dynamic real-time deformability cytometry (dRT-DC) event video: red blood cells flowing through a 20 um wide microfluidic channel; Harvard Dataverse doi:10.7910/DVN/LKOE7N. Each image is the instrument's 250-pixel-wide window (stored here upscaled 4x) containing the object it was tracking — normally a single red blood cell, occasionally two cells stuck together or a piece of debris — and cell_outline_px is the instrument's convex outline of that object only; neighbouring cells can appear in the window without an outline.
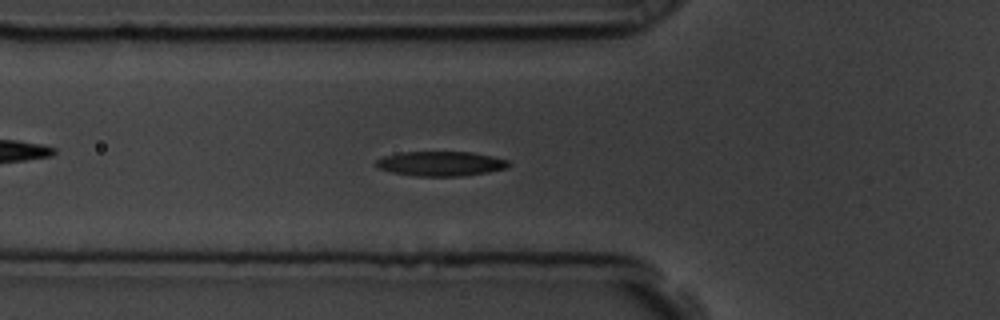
{"species": "common noctule bat (a hibernating species)", "species_latin": "Nyctalus noctula", "temperature_condition": "room temperature", "stored_images_in_passage": 58, "camera_frame_rate_fps": 3000, "um_per_image_px": 0.085, "animal": {"sex": "male", "body_mass_g": 19.5, "forearm_length_mm": 54.6}, "frame": {"image": 1, "passage_image": 20, "time_ms": 6.333, "image_size_px": [1000, 320], "cell_outline_px": [[512, 164], [504, 168], [488, 172], [464, 176], [416, 176], [392, 172], [380, 168], [376, 164], [376, 160], [384, 156], [400, 152], [472, 152], [492, 156], [508, 160]], "centroid_in_image_um": [37.48, 13.91], "position_along_channel_um": 88.3, "area_um2": 18.96}}
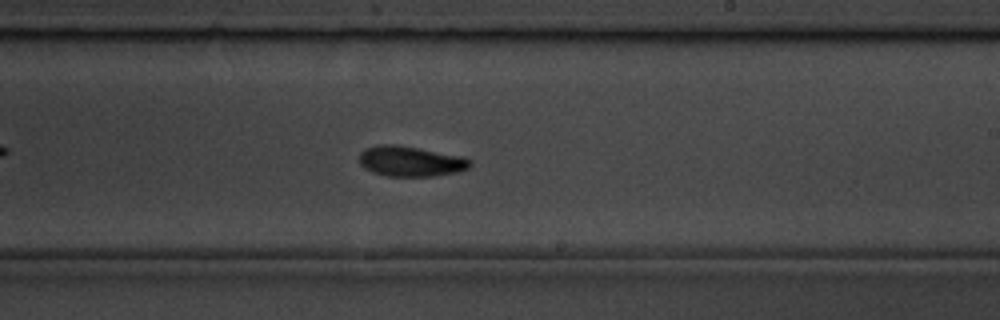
{"frame": {"image": 2, "passage_image": 34, "time_ms": 11.0, "image_size_px": [1000, 320], "cell_outline_px": [[472, 164], [468, 168], [456, 172], [432, 176], [388, 176], [372, 172], [364, 168], [360, 164], [360, 152], [364, 148], [376, 144], [396, 144], [464, 156], [472, 160]], "centroid_in_image_um": [34.89, 13.69], "position_along_channel_um": 254.1, "area_um2": 19.77}}
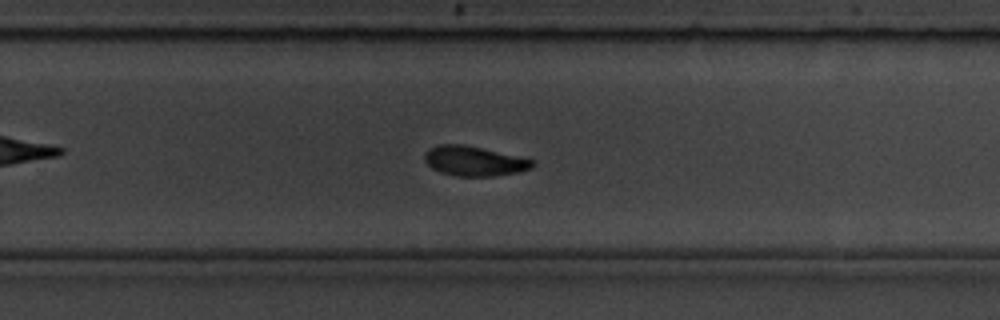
{"frame": {"image": 3, "passage_image": 37, "time_ms": 12.0, "image_size_px": [1000, 320], "cell_outline_px": [[536, 164], [532, 168], [516, 172], [496, 176], [456, 176], [440, 172], [432, 168], [424, 160], [424, 152], [428, 148], [436, 144], [464, 144], [516, 156], [532, 160]], "centroid_in_image_um": [40.24, 13.68], "position_along_channel_um": 289.6, "area_um2": 18.67}, "authors_computed_cell_mechanics": {"area_um2": 18.6405, "velocity_mm_per_s": 3.551, "shape_relaxation_time_tau1_ms": 4.3598, "shape_relaxation_time_tau2_ms": 9.9271, "deformation_change_tau1": 0.1482, "deformation_change_tau2": 0.1541}}